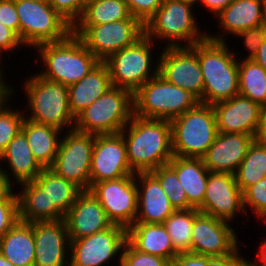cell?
I'll list each match as a JSON object with an SVG mask.
<instances>
[{
	"label": "cell",
	"instance_id": "3",
	"mask_svg": "<svg viewBox=\"0 0 266 266\" xmlns=\"http://www.w3.org/2000/svg\"><path fill=\"white\" fill-rule=\"evenodd\" d=\"M35 48L44 65L38 74L66 86L80 81L100 63L73 33L63 41L42 43Z\"/></svg>",
	"mask_w": 266,
	"mask_h": 266
},
{
	"label": "cell",
	"instance_id": "38",
	"mask_svg": "<svg viewBox=\"0 0 266 266\" xmlns=\"http://www.w3.org/2000/svg\"><path fill=\"white\" fill-rule=\"evenodd\" d=\"M150 173L159 181L162 189L175 210H189L194 208L189 202L184 188L181 186L176 173L168 166H160Z\"/></svg>",
	"mask_w": 266,
	"mask_h": 266
},
{
	"label": "cell",
	"instance_id": "49",
	"mask_svg": "<svg viewBox=\"0 0 266 266\" xmlns=\"http://www.w3.org/2000/svg\"><path fill=\"white\" fill-rule=\"evenodd\" d=\"M8 172L0 166V202L8 200L15 193L12 187L14 181L11 182L12 177Z\"/></svg>",
	"mask_w": 266,
	"mask_h": 266
},
{
	"label": "cell",
	"instance_id": "14",
	"mask_svg": "<svg viewBox=\"0 0 266 266\" xmlns=\"http://www.w3.org/2000/svg\"><path fill=\"white\" fill-rule=\"evenodd\" d=\"M158 74L167 82L189 91L203 103L204 80L197 43L190 47H164L158 57Z\"/></svg>",
	"mask_w": 266,
	"mask_h": 266
},
{
	"label": "cell",
	"instance_id": "8",
	"mask_svg": "<svg viewBox=\"0 0 266 266\" xmlns=\"http://www.w3.org/2000/svg\"><path fill=\"white\" fill-rule=\"evenodd\" d=\"M133 103L136 116L171 121L194 108L199 100L157 74L133 94Z\"/></svg>",
	"mask_w": 266,
	"mask_h": 266
},
{
	"label": "cell",
	"instance_id": "23",
	"mask_svg": "<svg viewBox=\"0 0 266 266\" xmlns=\"http://www.w3.org/2000/svg\"><path fill=\"white\" fill-rule=\"evenodd\" d=\"M136 178L138 211L135 222L162 224L175 208L170 204L159 181L150 172H138Z\"/></svg>",
	"mask_w": 266,
	"mask_h": 266
},
{
	"label": "cell",
	"instance_id": "50",
	"mask_svg": "<svg viewBox=\"0 0 266 266\" xmlns=\"http://www.w3.org/2000/svg\"><path fill=\"white\" fill-rule=\"evenodd\" d=\"M234 0H199L198 3H202L204 8L212 12L213 16H217L222 10H224Z\"/></svg>",
	"mask_w": 266,
	"mask_h": 266
},
{
	"label": "cell",
	"instance_id": "11",
	"mask_svg": "<svg viewBox=\"0 0 266 266\" xmlns=\"http://www.w3.org/2000/svg\"><path fill=\"white\" fill-rule=\"evenodd\" d=\"M72 33L100 61L136 43L145 35L144 24L137 18L100 25H73Z\"/></svg>",
	"mask_w": 266,
	"mask_h": 266
},
{
	"label": "cell",
	"instance_id": "46",
	"mask_svg": "<svg viewBox=\"0 0 266 266\" xmlns=\"http://www.w3.org/2000/svg\"><path fill=\"white\" fill-rule=\"evenodd\" d=\"M21 46L25 47L19 36L13 30L0 23V60H2L1 57L4 51L5 53L10 52L8 55V58H10V54L16 48L20 49Z\"/></svg>",
	"mask_w": 266,
	"mask_h": 266
},
{
	"label": "cell",
	"instance_id": "59",
	"mask_svg": "<svg viewBox=\"0 0 266 266\" xmlns=\"http://www.w3.org/2000/svg\"><path fill=\"white\" fill-rule=\"evenodd\" d=\"M85 1V4H88L89 2H94V1H97V0H84Z\"/></svg>",
	"mask_w": 266,
	"mask_h": 266
},
{
	"label": "cell",
	"instance_id": "45",
	"mask_svg": "<svg viewBox=\"0 0 266 266\" xmlns=\"http://www.w3.org/2000/svg\"><path fill=\"white\" fill-rule=\"evenodd\" d=\"M0 23L19 36V17L14 0H0Z\"/></svg>",
	"mask_w": 266,
	"mask_h": 266
},
{
	"label": "cell",
	"instance_id": "30",
	"mask_svg": "<svg viewBox=\"0 0 266 266\" xmlns=\"http://www.w3.org/2000/svg\"><path fill=\"white\" fill-rule=\"evenodd\" d=\"M0 252L14 266H33L35 242L32 226L18 221L0 239Z\"/></svg>",
	"mask_w": 266,
	"mask_h": 266
},
{
	"label": "cell",
	"instance_id": "29",
	"mask_svg": "<svg viewBox=\"0 0 266 266\" xmlns=\"http://www.w3.org/2000/svg\"><path fill=\"white\" fill-rule=\"evenodd\" d=\"M21 131L27 138L34 158L43 168H50L58 151L63 132L53 126L24 119Z\"/></svg>",
	"mask_w": 266,
	"mask_h": 266
},
{
	"label": "cell",
	"instance_id": "26",
	"mask_svg": "<svg viewBox=\"0 0 266 266\" xmlns=\"http://www.w3.org/2000/svg\"><path fill=\"white\" fill-rule=\"evenodd\" d=\"M127 241L138 251L167 259L178 254L163 224L135 222L127 229Z\"/></svg>",
	"mask_w": 266,
	"mask_h": 266
},
{
	"label": "cell",
	"instance_id": "27",
	"mask_svg": "<svg viewBox=\"0 0 266 266\" xmlns=\"http://www.w3.org/2000/svg\"><path fill=\"white\" fill-rule=\"evenodd\" d=\"M167 165L176 173L188 202L198 208L203 203L209 175L202 158L173 156Z\"/></svg>",
	"mask_w": 266,
	"mask_h": 266
},
{
	"label": "cell",
	"instance_id": "10",
	"mask_svg": "<svg viewBox=\"0 0 266 266\" xmlns=\"http://www.w3.org/2000/svg\"><path fill=\"white\" fill-rule=\"evenodd\" d=\"M154 43L144 35L133 45L121 49L104 61L112 86L126 89L134 94L149 79L158 74V61H155L157 64L154 67L153 56H151Z\"/></svg>",
	"mask_w": 266,
	"mask_h": 266
},
{
	"label": "cell",
	"instance_id": "42",
	"mask_svg": "<svg viewBox=\"0 0 266 266\" xmlns=\"http://www.w3.org/2000/svg\"><path fill=\"white\" fill-rule=\"evenodd\" d=\"M47 2L72 26L81 17L86 5L84 0H47Z\"/></svg>",
	"mask_w": 266,
	"mask_h": 266
},
{
	"label": "cell",
	"instance_id": "32",
	"mask_svg": "<svg viewBox=\"0 0 266 266\" xmlns=\"http://www.w3.org/2000/svg\"><path fill=\"white\" fill-rule=\"evenodd\" d=\"M22 192L18 196L19 221L30 223L34 221L61 220L64 217L55 209L47 208V199L33 181L20 184Z\"/></svg>",
	"mask_w": 266,
	"mask_h": 266
},
{
	"label": "cell",
	"instance_id": "41",
	"mask_svg": "<svg viewBox=\"0 0 266 266\" xmlns=\"http://www.w3.org/2000/svg\"><path fill=\"white\" fill-rule=\"evenodd\" d=\"M19 221L18 196L15 192L0 202V239Z\"/></svg>",
	"mask_w": 266,
	"mask_h": 266
},
{
	"label": "cell",
	"instance_id": "56",
	"mask_svg": "<svg viewBox=\"0 0 266 266\" xmlns=\"http://www.w3.org/2000/svg\"><path fill=\"white\" fill-rule=\"evenodd\" d=\"M262 24L266 28V0H263V20H262Z\"/></svg>",
	"mask_w": 266,
	"mask_h": 266
},
{
	"label": "cell",
	"instance_id": "60",
	"mask_svg": "<svg viewBox=\"0 0 266 266\" xmlns=\"http://www.w3.org/2000/svg\"><path fill=\"white\" fill-rule=\"evenodd\" d=\"M66 266H75V265L69 262Z\"/></svg>",
	"mask_w": 266,
	"mask_h": 266
},
{
	"label": "cell",
	"instance_id": "12",
	"mask_svg": "<svg viewBox=\"0 0 266 266\" xmlns=\"http://www.w3.org/2000/svg\"><path fill=\"white\" fill-rule=\"evenodd\" d=\"M94 142V134L75 129L66 131L61 136L55 161L50 169L82 191H89Z\"/></svg>",
	"mask_w": 266,
	"mask_h": 266
},
{
	"label": "cell",
	"instance_id": "31",
	"mask_svg": "<svg viewBox=\"0 0 266 266\" xmlns=\"http://www.w3.org/2000/svg\"><path fill=\"white\" fill-rule=\"evenodd\" d=\"M33 182L45 192L47 208H55L63 217L82 192L79 187L50 168H44Z\"/></svg>",
	"mask_w": 266,
	"mask_h": 266
},
{
	"label": "cell",
	"instance_id": "34",
	"mask_svg": "<svg viewBox=\"0 0 266 266\" xmlns=\"http://www.w3.org/2000/svg\"><path fill=\"white\" fill-rule=\"evenodd\" d=\"M135 18L125 0H97L85 5L81 17L74 25H100Z\"/></svg>",
	"mask_w": 266,
	"mask_h": 266
},
{
	"label": "cell",
	"instance_id": "44",
	"mask_svg": "<svg viewBox=\"0 0 266 266\" xmlns=\"http://www.w3.org/2000/svg\"><path fill=\"white\" fill-rule=\"evenodd\" d=\"M131 15L144 25L161 7L164 0H125Z\"/></svg>",
	"mask_w": 266,
	"mask_h": 266
},
{
	"label": "cell",
	"instance_id": "1",
	"mask_svg": "<svg viewBox=\"0 0 266 266\" xmlns=\"http://www.w3.org/2000/svg\"><path fill=\"white\" fill-rule=\"evenodd\" d=\"M127 159L135 172H150L173 158L172 128L169 120L142 118L133 114L120 132Z\"/></svg>",
	"mask_w": 266,
	"mask_h": 266
},
{
	"label": "cell",
	"instance_id": "57",
	"mask_svg": "<svg viewBox=\"0 0 266 266\" xmlns=\"http://www.w3.org/2000/svg\"><path fill=\"white\" fill-rule=\"evenodd\" d=\"M2 63V61L0 60V64ZM0 80L9 88L10 86L7 84V82L5 81L6 78L3 77V68L2 66L0 65Z\"/></svg>",
	"mask_w": 266,
	"mask_h": 266
},
{
	"label": "cell",
	"instance_id": "7",
	"mask_svg": "<svg viewBox=\"0 0 266 266\" xmlns=\"http://www.w3.org/2000/svg\"><path fill=\"white\" fill-rule=\"evenodd\" d=\"M133 114V94L112 86L75 118L74 129L94 135L120 133Z\"/></svg>",
	"mask_w": 266,
	"mask_h": 266
},
{
	"label": "cell",
	"instance_id": "55",
	"mask_svg": "<svg viewBox=\"0 0 266 266\" xmlns=\"http://www.w3.org/2000/svg\"><path fill=\"white\" fill-rule=\"evenodd\" d=\"M0 266H14L11 262H9L0 252Z\"/></svg>",
	"mask_w": 266,
	"mask_h": 266
},
{
	"label": "cell",
	"instance_id": "21",
	"mask_svg": "<svg viewBox=\"0 0 266 266\" xmlns=\"http://www.w3.org/2000/svg\"><path fill=\"white\" fill-rule=\"evenodd\" d=\"M70 239H81L110 228L113 223L90 191H82L64 216Z\"/></svg>",
	"mask_w": 266,
	"mask_h": 266
},
{
	"label": "cell",
	"instance_id": "2",
	"mask_svg": "<svg viewBox=\"0 0 266 266\" xmlns=\"http://www.w3.org/2000/svg\"><path fill=\"white\" fill-rule=\"evenodd\" d=\"M227 46L225 42L208 38L197 43V56L204 80L203 104L213 105L239 95L240 58Z\"/></svg>",
	"mask_w": 266,
	"mask_h": 266
},
{
	"label": "cell",
	"instance_id": "17",
	"mask_svg": "<svg viewBox=\"0 0 266 266\" xmlns=\"http://www.w3.org/2000/svg\"><path fill=\"white\" fill-rule=\"evenodd\" d=\"M229 224L200 213L192 228L191 253L212 258L232 255L240 246L239 236Z\"/></svg>",
	"mask_w": 266,
	"mask_h": 266
},
{
	"label": "cell",
	"instance_id": "4",
	"mask_svg": "<svg viewBox=\"0 0 266 266\" xmlns=\"http://www.w3.org/2000/svg\"><path fill=\"white\" fill-rule=\"evenodd\" d=\"M24 93L30 114L25 118L53 126L61 131L74 129L75 118L68 103V86L41 77L38 73L25 78ZM66 128V129H65Z\"/></svg>",
	"mask_w": 266,
	"mask_h": 266
},
{
	"label": "cell",
	"instance_id": "20",
	"mask_svg": "<svg viewBox=\"0 0 266 266\" xmlns=\"http://www.w3.org/2000/svg\"><path fill=\"white\" fill-rule=\"evenodd\" d=\"M218 132L243 133L254 137L260 125L262 106L241 95L212 105Z\"/></svg>",
	"mask_w": 266,
	"mask_h": 266
},
{
	"label": "cell",
	"instance_id": "22",
	"mask_svg": "<svg viewBox=\"0 0 266 266\" xmlns=\"http://www.w3.org/2000/svg\"><path fill=\"white\" fill-rule=\"evenodd\" d=\"M254 140L250 134L219 132L202 157L203 163L209 172L234 175Z\"/></svg>",
	"mask_w": 266,
	"mask_h": 266
},
{
	"label": "cell",
	"instance_id": "18",
	"mask_svg": "<svg viewBox=\"0 0 266 266\" xmlns=\"http://www.w3.org/2000/svg\"><path fill=\"white\" fill-rule=\"evenodd\" d=\"M136 174L128 163L121 133L95 135L90 170V187L97 182Z\"/></svg>",
	"mask_w": 266,
	"mask_h": 266
},
{
	"label": "cell",
	"instance_id": "28",
	"mask_svg": "<svg viewBox=\"0 0 266 266\" xmlns=\"http://www.w3.org/2000/svg\"><path fill=\"white\" fill-rule=\"evenodd\" d=\"M8 163L11 175L16 183L32 182L43 171V167L34 158L26 136L20 131L0 155V162ZM3 161V162H2Z\"/></svg>",
	"mask_w": 266,
	"mask_h": 266
},
{
	"label": "cell",
	"instance_id": "16",
	"mask_svg": "<svg viewBox=\"0 0 266 266\" xmlns=\"http://www.w3.org/2000/svg\"><path fill=\"white\" fill-rule=\"evenodd\" d=\"M197 209L203 214L229 223L240 212L243 215V195L235 176L230 173L209 172L204 200Z\"/></svg>",
	"mask_w": 266,
	"mask_h": 266
},
{
	"label": "cell",
	"instance_id": "51",
	"mask_svg": "<svg viewBox=\"0 0 266 266\" xmlns=\"http://www.w3.org/2000/svg\"><path fill=\"white\" fill-rule=\"evenodd\" d=\"M255 140L266 144V105L261 108L260 125Z\"/></svg>",
	"mask_w": 266,
	"mask_h": 266
},
{
	"label": "cell",
	"instance_id": "43",
	"mask_svg": "<svg viewBox=\"0 0 266 266\" xmlns=\"http://www.w3.org/2000/svg\"><path fill=\"white\" fill-rule=\"evenodd\" d=\"M236 37L244 39V45L249 54L246 55V59H252L260 45L266 39V28L263 24L254 26L247 30L237 32L234 34Z\"/></svg>",
	"mask_w": 266,
	"mask_h": 266
},
{
	"label": "cell",
	"instance_id": "19",
	"mask_svg": "<svg viewBox=\"0 0 266 266\" xmlns=\"http://www.w3.org/2000/svg\"><path fill=\"white\" fill-rule=\"evenodd\" d=\"M29 224L35 242L33 266H66L70 262V238L65 220L34 221Z\"/></svg>",
	"mask_w": 266,
	"mask_h": 266
},
{
	"label": "cell",
	"instance_id": "25",
	"mask_svg": "<svg viewBox=\"0 0 266 266\" xmlns=\"http://www.w3.org/2000/svg\"><path fill=\"white\" fill-rule=\"evenodd\" d=\"M111 87V78L104 62H100L77 83L69 85L68 103L74 118Z\"/></svg>",
	"mask_w": 266,
	"mask_h": 266
},
{
	"label": "cell",
	"instance_id": "58",
	"mask_svg": "<svg viewBox=\"0 0 266 266\" xmlns=\"http://www.w3.org/2000/svg\"><path fill=\"white\" fill-rule=\"evenodd\" d=\"M179 1L194 5V4H198L199 0H179Z\"/></svg>",
	"mask_w": 266,
	"mask_h": 266
},
{
	"label": "cell",
	"instance_id": "47",
	"mask_svg": "<svg viewBox=\"0 0 266 266\" xmlns=\"http://www.w3.org/2000/svg\"><path fill=\"white\" fill-rule=\"evenodd\" d=\"M209 256L191 252L177 254L171 266H208Z\"/></svg>",
	"mask_w": 266,
	"mask_h": 266
},
{
	"label": "cell",
	"instance_id": "5",
	"mask_svg": "<svg viewBox=\"0 0 266 266\" xmlns=\"http://www.w3.org/2000/svg\"><path fill=\"white\" fill-rule=\"evenodd\" d=\"M193 9L194 6L189 3L164 0L145 23V35L154 42L166 41L164 47H190L204 41L207 33L199 29Z\"/></svg>",
	"mask_w": 266,
	"mask_h": 266
},
{
	"label": "cell",
	"instance_id": "13",
	"mask_svg": "<svg viewBox=\"0 0 266 266\" xmlns=\"http://www.w3.org/2000/svg\"><path fill=\"white\" fill-rule=\"evenodd\" d=\"M136 174L94 183L89 191L114 224L128 229L135 223L138 211Z\"/></svg>",
	"mask_w": 266,
	"mask_h": 266
},
{
	"label": "cell",
	"instance_id": "54",
	"mask_svg": "<svg viewBox=\"0 0 266 266\" xmlns=\"http://www.w3.org/2000/svg\"><path fill=\"white\" fill-rule=\"evenodd\" d=\"M9 92V88L0 80V99Z\"/></svg>",
	"mask_w": 266,
	"mask_h": 266
},
{
	"label": "cell",
	"instance_id": "36",
	"mask_svg": "<svg viewBox=\"0 0 266 266\" xmlns=\"http://www.w3.org/2000/svg\"><path fill=\"white\" fill-rule=\"evenodd\" d=\"M200 213L197 208L175 210L162 223L170 235L172 245L178 254L191 252L192 228L195 218Z\"/></svg>",
	"mask_w": 266,
	"mask_h": 266
},
{
	"label": "cell",
	"instance_id": "37",
	"mask_svg": "<svg viewBox=\"0 0 266 266\" xmlns=\"http://www.w3.org/2000/svg\"><path fill=\"white\" fill-rule=\"evenodd\" d=\"M13 88V85L12 87L10 85L9 92L0 99V155L5 151L10 141L21 131L25 119V111L10 108L12 106L7 103L15 92Z\"/></svg>",
	"mask_w": 266,
	"mask_h": 266
},
{
	"label": "cell",
	"instance_id": "6",
	"mask_svg": "<svg viewBox=\"0 0 266 266\" xmlns=\"http://www.w3.org/2000/svg\"><path fill=\"white\" fill-rule=\"evenodd\" d=\"M170 122L173 154L178 157L202 158L219 133L213 107L209 104L199 102Z\"/></svg>",
	"mask_w": 266,
	"mask_h": 266
},
{
	"label": "cell",
	"instance_id": "24",
	"mask_svg": "<svg viewBox=\"0 0 266 266\" xmlns=\"http://www.w3.org/2000/svg\"><path fill=\"white\" fill-rule=\"evenodd\" d=\"M217 19L222 34L208 33L207 38L215 42H227L226 34L234 35L262 24L263 0H234L217 15Z\"/></svg>",
	"mask_w": 266,
	"mask_h": 266
},
{
	"label": "cell",
	"instance_id": "52",
	"mask_svg": "<svg viewBox=\"0 0 266 266\" xmlns=\"http://www.w3.org/2000/svg\"><path fill=\"white\" fill-rule=\"evenodd\" d=\"M257 253H258L256 254L257 260L255 261L248 260L247 261L248 266H266V240L262 242V245L261 247H259V251H257Z\"/></svg>",
	"mask_w": 266,
	"mask_h": 266
},
{
	"label": "cell",
	"instance_id": "9",
	"mask_svg": "<svg viewBox=\"0 0 266 266\" xmlns=\"http://www.w3.org/2000/svg\"><path fill=\"white\" fill-rule=\"evenodd\" d=\"M19 38L33 49L42 43L60 42L72 33V25L47 0H16Z\"/></svg>",
	"mask_w": 266,
	"mask_h": 266
},
{
	"label": "cell",
	"instance_id": "48",
	"mask_svg": "<svg viewBox=\"0 0 266 266\" xmlns=\"http://www.w3.org/2000/svg\"><path fill=\"white\" fill-rule=\"evenodd\" d=\"M240 247L229 256L224 257H209L208 266H248L247 259L239 254Z\"/></svg>",
	"mask_w": 266,
	"mask_h": 266
},
{
	"label": "cell",
	"instance_id": "39",
	"mask_svg": "<svg viewBox=\"0 0 266 266\" xmlns=\"http://www.w3.org/2000/svg\"><path fill=\"white\" fill-rule=\"evenodd\" d=\"M242 195L246 215L248 208H250L257 219L262 220L266 217V177L246 188Z\"/></svg>",
	"mask_w": 266,
	"mask_h": 266
},
{
	"label": "cell",
	"instance_id": "33",
	"mask_svg": "<svg viewBox=\"0 0 266 266\" xmlns=\"http://www.w3.org/2000/svg\"><path fill=\"white\" fill-rule=\"evenodd\" d=\"M238 60L239 95L266 105V70L252 59Z\"/></svg>",
	"mask_w": 266,
	"mask_h": 266
},
{
	"label": "cell",
	"instance_id": "15",
	"mask_svg": "<svg viewBox=\"0 0 266 266\" xmlns=\"http://www.w3.org/2000/svg\"><path fill=\"white\" fill-rule=\"evenodd\" d=\"M126 241L127 229L114 224L91 236L70 239V262L75 266H105L119 255L121 266V255Z\"/></svg>",
	"mask_w": 266,
	"mask_h": 266
},
{
	"label": "cell",
	"instance_id": "53",
	"mask_svg": "<svg viewBox=\"0 0 266 266\" xmlns=\"http://www.w3.org/2000/svg\"><path fill=\"white\" fill-rule=\"evenodd\" d=\"M256 63H258L262 68L266 70V39L260 45L255 56L252 58Z\"/></svg>",
	"mask_w": 266,
	"mask_h": 266
},
{
	"label": "cell",
	"instance_id": "40",
	"mask_svg": "<svg viewBox=\"0 0 266 266\" xmlns=\"http://www.w3.org/2000/svg\"><path fill=\"white\" fill-rule=\"evenodd\" d=\"M121 266H171V263L165 258L140 252L126 241L122 250Z\"/></svg>",
	"mask_w": 266,
	"mask_h": 266
},
{
	"label": "cell",
	"instance_id": "35",
	"mask_svg": "<svg viewBox=\"0 0 266 266\" xmlns=\"http://www.w3.org/2000/svg\"><path fill=\"white\" fill-rule=\"evenodd\" d=\"M236 183L243 192L266 177V144L254 140L245 158L234 173Z\"/></svg>",
	"mask_w": 266,
	"mask_h": 266
}]
</instances>
